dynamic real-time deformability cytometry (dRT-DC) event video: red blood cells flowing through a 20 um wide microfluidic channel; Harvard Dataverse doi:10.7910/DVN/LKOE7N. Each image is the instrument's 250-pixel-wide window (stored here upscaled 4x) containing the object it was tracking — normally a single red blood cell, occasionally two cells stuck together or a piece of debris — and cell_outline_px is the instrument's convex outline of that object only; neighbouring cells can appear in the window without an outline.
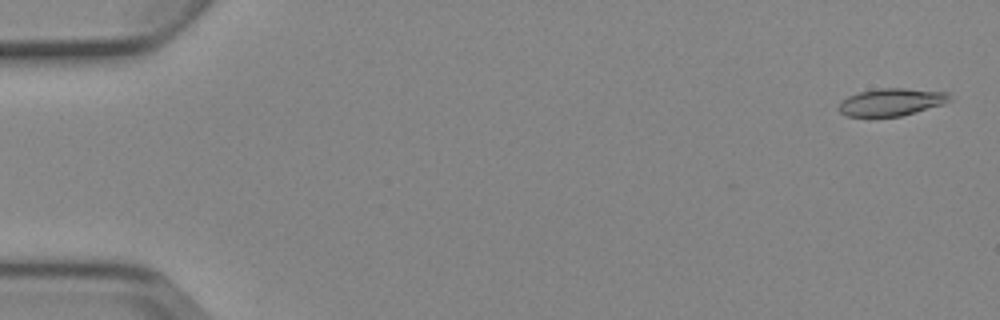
{"species": "Egyptian fruit bat (a non-hibernating species)", "species_latin": "Rousettus aegyptiacus", "temperature_condition": "cold", "stored_images_in_passage": 5, "camera_frame_rate_fps": 3000, "um_per_image_px": 0.085, "animal": {"sex": "female"}, "frame": {"image": 1, "passage_image": 1, "time_ms": 0.0, "image_size_px": [1000, 320], "cell_outline_px": [[952, 100], [944, 104], [900, 116], [844, 116], [836, 108], [840, 100], [848, 96], [860, 92], [880, 88], [904, 88], [948, 92]], "centroid_in_image_um": [75.74, 8.67], "position_along_channel_um": 9.3, "area_um2": 17.8}}
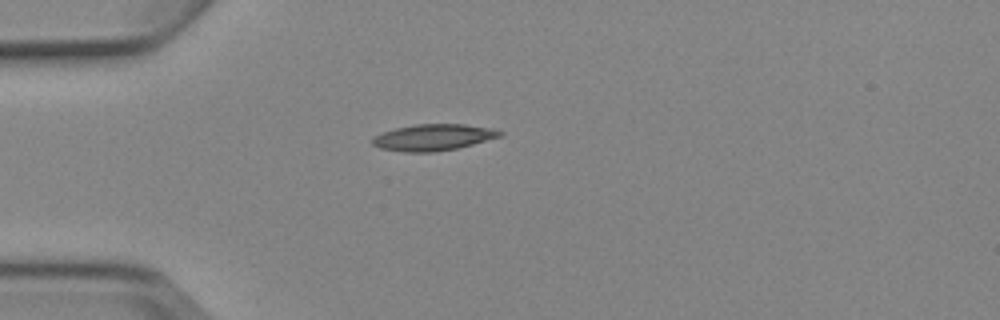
{"frame": {"image": 2, "passage_image": 4, "time_ms": 4.333, "image_size_px": [1000, 320], "cell_outline_px": [[504, 136], [456, 148], [432, 152], [404, 152], [380, 148], [372, 144], [372, 140], [376, 136], [384, 132], [396, 128], [416, 124], [464, 124], [492, 128], [504, 132]], "centroid_in_image_um": [36.88, 11.67], "position_along_channel_um": 48.1, "area_um2": 19.48}}